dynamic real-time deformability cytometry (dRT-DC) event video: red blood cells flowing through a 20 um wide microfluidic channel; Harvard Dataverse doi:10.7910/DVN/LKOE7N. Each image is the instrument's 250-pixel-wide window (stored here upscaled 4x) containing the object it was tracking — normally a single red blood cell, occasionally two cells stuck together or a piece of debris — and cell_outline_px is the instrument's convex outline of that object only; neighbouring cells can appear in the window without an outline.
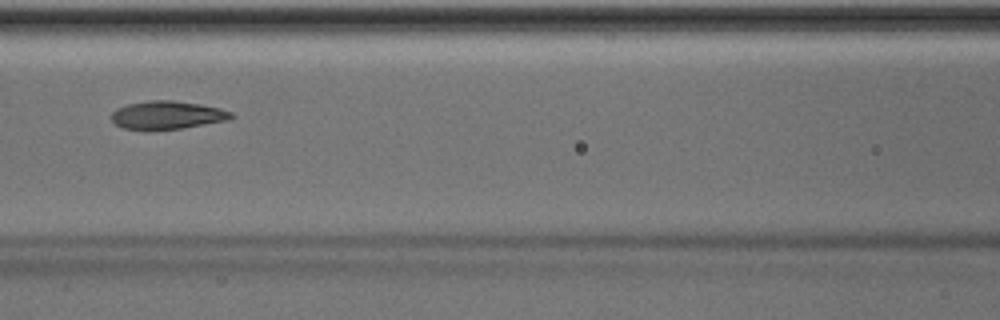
{"species": "Egyptian fruit bat (a non-hibernating species)", "species_latin": "Rousettus aegyptiacus", "temperature_condition": "room temperature", "stored_images_in_passage": 50, "camera_frame_rate_fps": 3000, "um_per_image_px": 0.085, "animal": {"sex": "male"}, "frame": {"image": 1, "passage_image": 22, "time_ms": 7.0, "image_size_px": [1000, 320], "cell_outline_px": [[232, 116], [224, 120], [180, 128], [124, 128], [116, 124], [112, 120], [112, 112], [116, 108], [128, 104], [148, 100], [172, 100], [200, 104], [220, 108], [232, 112]], "centroid_in_image_um": [14.18, 9.74], "position_along_channel_um": 152.4, "area_um2": 18.9}, "authors_computed_cell_mechanics": {"area_um2": 20.2589, "velocity_mm_per_s": 4.0019, "shape_relaxation_time_tau1_ms": 4.0196, "shape_relaxation_time_tau2_ms": 1.4445, "deformation_change_tau1": 0.1447, "deformation_change_tau2": 0.0668}}